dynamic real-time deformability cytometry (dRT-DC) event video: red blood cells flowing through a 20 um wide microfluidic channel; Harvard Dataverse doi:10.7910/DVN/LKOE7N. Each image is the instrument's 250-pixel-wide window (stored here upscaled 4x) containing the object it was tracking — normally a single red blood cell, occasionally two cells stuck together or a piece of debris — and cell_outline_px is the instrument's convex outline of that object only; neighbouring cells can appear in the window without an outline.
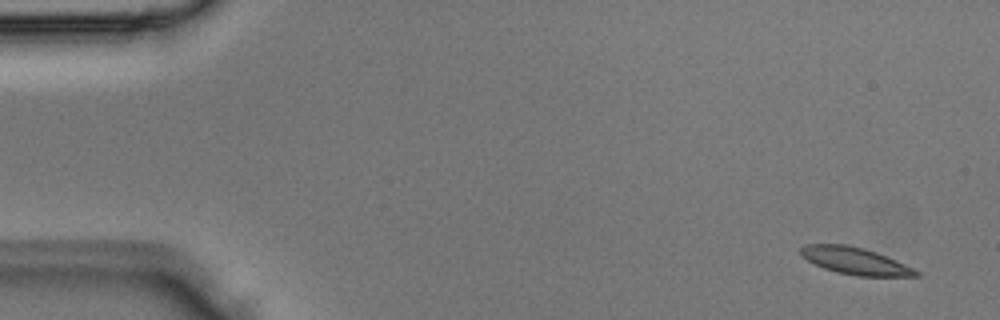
{"species": "Egyptian fruit bat (a non-hibernating species)", "species_latin": "Rousettus aegyptiacus", "temperature_condition": "room temperature", "stored_images_in_passage": 5, "segment_of_instrument_passage": [1, 2], "camera_frame_rate_fps": 3000, "um_per_image_px": 0.085, "animal": {"sex": "male"}, "frame": {"image": 1, "passage_image": 1, "time_ms": 0.0, "image_size_px": [1000, 320], "cell_outline_px": [[920, 276], [856, 276], [836, 272], [824, 268], [800, 256], [800, 248], [808, 244], [848, 244], [864, 248], [876, 252], [896, 260], [920, 272]], "centroid_in_image_um": [72.67, 22.17], "position_along_channel_um": 12.3, "area_um2": 18.09}}
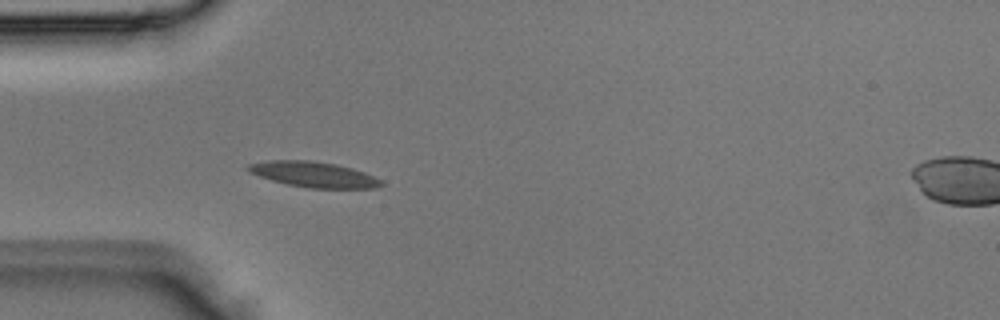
{"frame": {"image": 2, "passage_image": 4, "time_ms": 1.0, "image_size_px": [1000, 320], "cell_outline_px": [[384, 184], [376, 188], [308, 188], [288, 184], [272, 180], [248, 172], [244, 168], [248, 164], [268, 160], [308, 160], [336, 164], [352, 168], [364, 172], [380, 180]], "centroid_in_image_um": [26.62, 14.82], "position_along_channel_um": 58.4, "area_um2": 19.71}}